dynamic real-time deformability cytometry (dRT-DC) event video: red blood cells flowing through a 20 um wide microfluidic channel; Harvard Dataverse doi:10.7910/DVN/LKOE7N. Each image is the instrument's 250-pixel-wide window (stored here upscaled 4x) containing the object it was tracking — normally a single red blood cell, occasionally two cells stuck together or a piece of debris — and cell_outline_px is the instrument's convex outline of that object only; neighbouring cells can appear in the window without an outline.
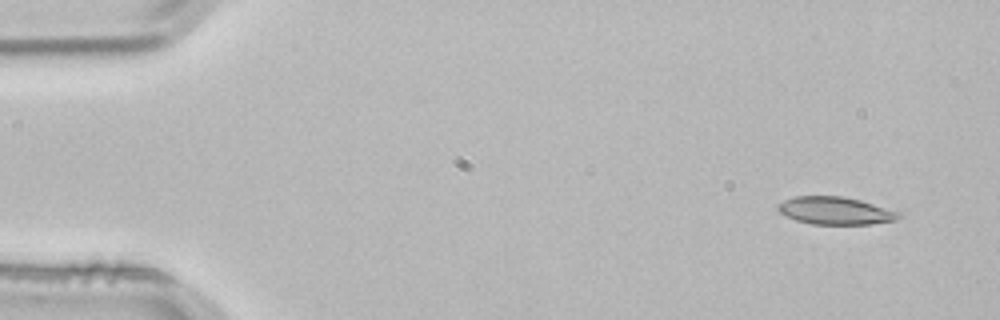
{"species": "common noctule bat (a hibernating species)", "species_latin": "Nyctalus noctula", "temperature_condition": "room temperature", "stored_images_in_passage": 3, "camera_frame_rate_fps": 3000, "um_per_image_px": 0.085, "animal": {"sex": "male", "body_mass_g": 21.5, "forearm_length_mm": 52.0}, "frame": {"image": 1, "passage_image": 1, "time_ms": 0.0, "image_size_px": [1000, 320], "cell_outline_px": [[904, 216], [896, 220], [872, 224], [812, 224], [796, 220], [780, 212], [776, 208], [776, 204], [784, 200], [796, 196], [844, 196], [860, 200], [900, 212]], "centroid_in_image_um": [71.02, 17.91], "position_along_channel_um": 14.0, "area_um2": 19.48}}